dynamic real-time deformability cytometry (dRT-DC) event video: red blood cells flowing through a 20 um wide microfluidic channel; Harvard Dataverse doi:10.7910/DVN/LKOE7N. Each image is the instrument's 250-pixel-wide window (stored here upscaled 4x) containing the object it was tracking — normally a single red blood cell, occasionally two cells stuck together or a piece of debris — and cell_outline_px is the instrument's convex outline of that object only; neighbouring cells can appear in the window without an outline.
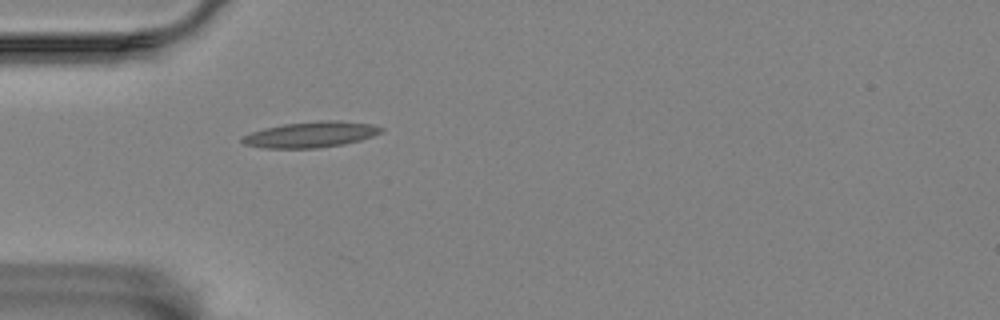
{"species": "Egyptian fruit bat (a non-hibernating species)", "species_latin": "Rousettus aegyptiacus", "temperature_condition": "room temperature", "stored_images_in_passage": 41, "camera_frame_rate_fps": 3000, "um_per_image_px": 0.085, "animal": {"sex": "female"}, "frame": {"image": 1, "passage_image": 1, "time_ms": 0.0, "image_size_px": [1000, 320], "cell_outline_px": [[384, 128], [380, 132], [372, 136], [360, 140], [344, 144], [316, 148], [264, 148], [244, 144], [240, 140], [240, 136], [264, 128], [284, 124], [316, 120], [340, 120], [372, 124]], "centroid_in_image_um": [26.39, 11.43], "position_along_channel_um": 58.6, "area_um2": 20.98}}
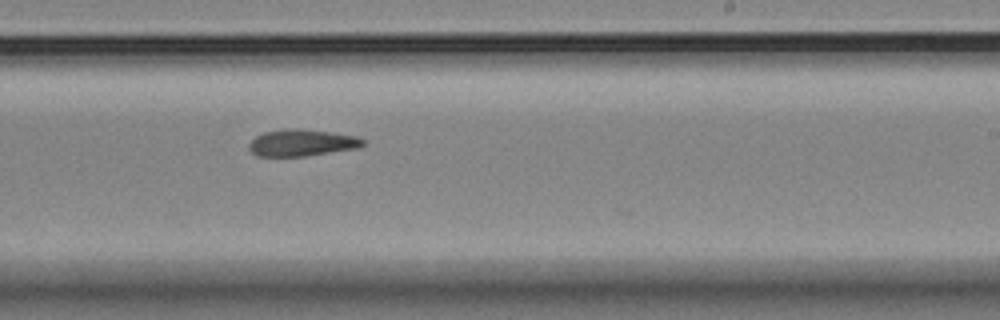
{"frame": {"image": 2, "passage_image": 19, "time_ms": 6.0, "image_size_px": [1000, 320], "cell_outline_px": [[368, 144], [360, 148], [304, 156], [256, 156], [248, 148], [248, 144], [256, 136], [264, 132], [292, 128], [300, 128], [356, 136], [364, 140]], "centroid_in_image_um": [25.68, 12.14], "position_along_channel_um": 263.3, "area_um2": 17.8}}
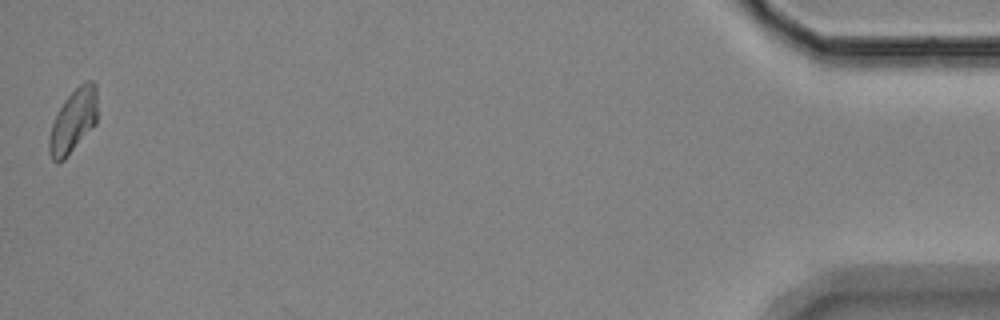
{"frame": {"image": 3, "passage_image": 41, "time_ms": 13.333, "image_size_px": [1000, 320], "cell_outline_px": [[96, 124], [64, 160], [56, 164], [52, 160], [48, 152], [48, 140], [52, 124], [64, 100], [84, 80], [92, 80], [96, 84]], "centroid_in_image_um": [6.21, 10.3], "position_along_channel_um": 429.0, "area_um2": 17.86}, "authors_computed_cell_mechanics": {"area_um2": 18.0914, "velocity_mm_per_s": 3.4672, "shape_relaxation_time_tau1_ms": 10.625, "shape_relaxation_time_tau2_ms": 6.5636, "deformation_change_tau1": 0.1783, "deformation_change_tau2": 0.1405}}